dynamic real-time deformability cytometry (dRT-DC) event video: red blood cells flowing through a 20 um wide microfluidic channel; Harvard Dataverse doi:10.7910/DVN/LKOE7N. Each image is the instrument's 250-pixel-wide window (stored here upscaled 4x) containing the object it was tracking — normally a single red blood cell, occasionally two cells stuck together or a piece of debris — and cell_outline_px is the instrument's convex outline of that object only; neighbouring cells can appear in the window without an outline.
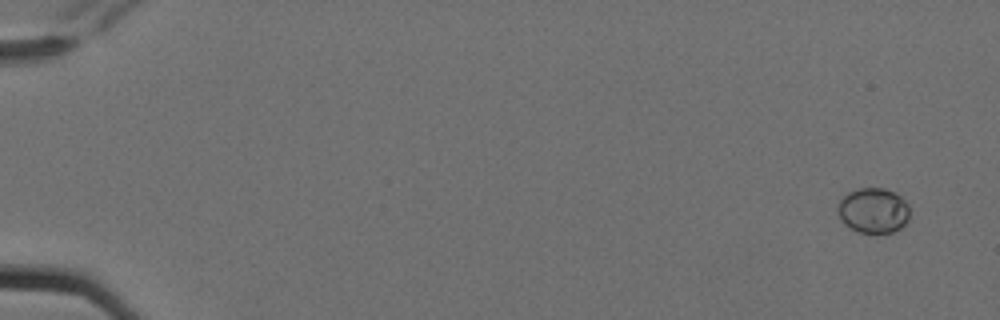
{"species": "Egyptian fruit bat (a non-hibernating species)", "species_latin": "Rousettus aegyptiacus", "temperature_condition": "cold", "stored_images_in_passage": 5, "camera_frame_rate_fps": 3000, "um_per_image_px": 0.085, "animal": {"sex": "female"}, "frame": {"image": 1, "passage_image": 1, "time_ms": 0.0, "image_size_px": [1000, 320], "cell_outline_px": [[908, 220], [900, 228], [892, 232], [860, 232], [844, 224], [840, 220], [836, 208], [840, 200], [848, 192], [860, 188], [884, 188], [896, 192], [908, 204]], "centroid_in_image_um": [74.21, 17.87], "position_along_channel_um": 10.8, "area_um2": 18.9}}
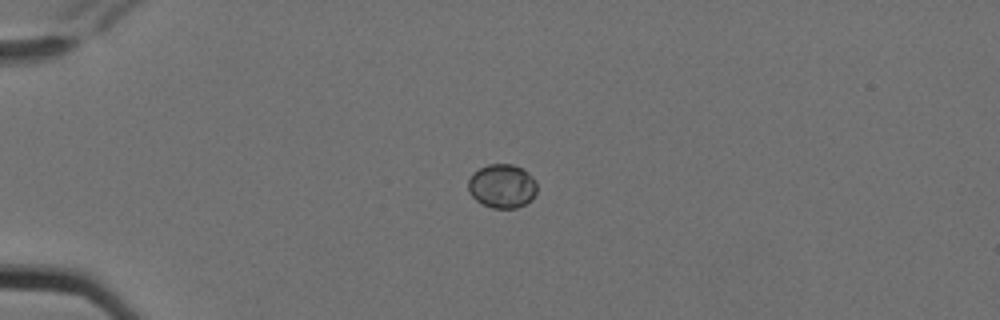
{"frame": {"image": 2, "passage_image": 4, "time_ms": 1.0, "image_size_px": [1000, 320], "cell_outline_px": [[536, 192], [532, 200], [516, 208], [492, 208], [476, 200], [468, 192], [468, 180], [472, 172], [488, 164], [512, 164], [524, 168], [536, 180]], "centroid_in_image_um": [42.68, 15.8], "position_along_channel_um": 42.3, "area_um2": 17.8}}